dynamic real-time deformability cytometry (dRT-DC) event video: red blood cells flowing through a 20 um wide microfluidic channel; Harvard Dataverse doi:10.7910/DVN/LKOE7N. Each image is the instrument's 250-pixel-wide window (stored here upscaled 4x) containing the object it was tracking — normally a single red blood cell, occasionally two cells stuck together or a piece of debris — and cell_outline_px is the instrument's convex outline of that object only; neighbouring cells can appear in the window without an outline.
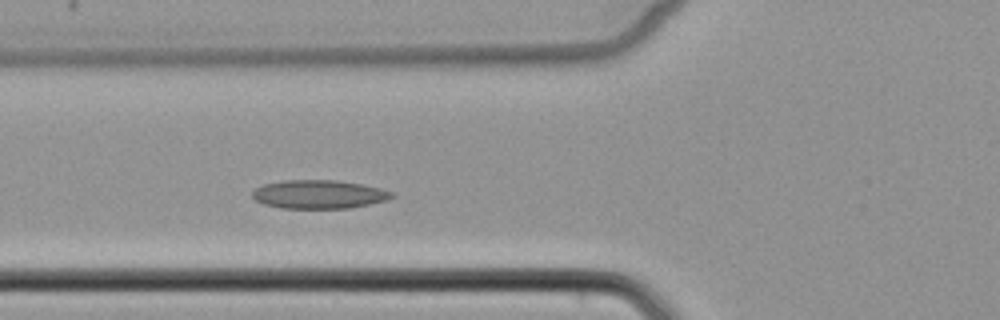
{"species": "common noctule bat (a hibernating species)", "species_latin": "Nyctalus noctula", "temperature_condition": "cold", "stored_images_in_passage": 4, "camera_frame_rate_fps": 3000, "um_per_image_px": 0.085, "animal": {"sex": "female", "body_mass_g": 22.7, "forearm_length_mm": 54.2}, "frame": {"image": 1, "passage_image": 4, "time_ms": 3.333, "image_size_px": [1000, 320], "cell_outline_px": [[396, 196], [388, 200], [348, 208], [280, 208], [264, 204], [256, 200], [252, 196], [252, 192], [256, 188], [264, 184], [284, 180], [336, 180], [360, 184], [380, 188], [392, 192]], "centroid_in_image_um": [27.11, 16.52], "position_along_channel_um": 98.7, "area_um2": 23.12}}